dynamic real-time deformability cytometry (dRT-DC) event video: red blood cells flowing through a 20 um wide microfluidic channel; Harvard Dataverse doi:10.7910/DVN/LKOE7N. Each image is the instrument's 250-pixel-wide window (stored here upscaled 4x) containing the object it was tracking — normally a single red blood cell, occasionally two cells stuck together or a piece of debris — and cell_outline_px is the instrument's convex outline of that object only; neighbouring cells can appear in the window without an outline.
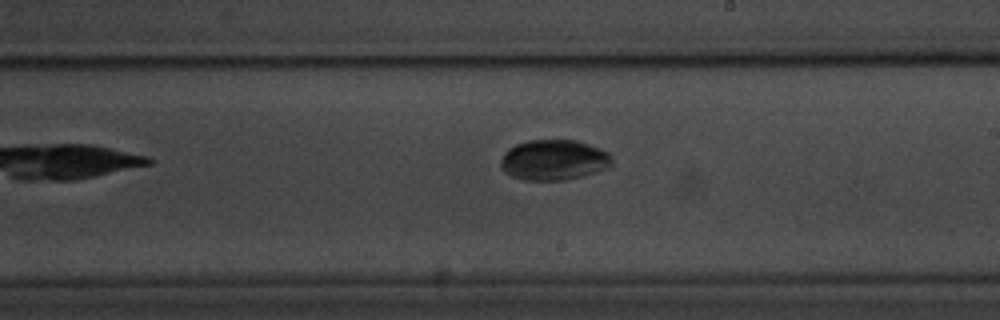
{"species": "common noctule bat (a hibernating species)", "species_latin": "Nyctalus noctula", "temperature_condition": "room temperature", "stored_images_in_passage": 8, "camera_frame_rate_fps": 3000, "um_per_image_px": 0.085, "animal": {"sex": "male", "body_mass_g": 20.1, "forearm_length_mm": 53.5}, "frame": {"image": 1, "passage_image": 8, "time_ms": 8.333, "image_size_px": [1000, 320], "cell_outline_px": [[612, 164], [608, 168], [584, 176], [564, 180], [524, 180], [512, 176], [504, 172], [500, 168], [500, 160], [504, 152], [508, 148], [516, 144], [528, 140], [576, 140], [600, 148], [608, 152], [612, 156]], "centroid_in_image_um": [47.07, 13.6], "position_along_channel_um": 241.9, "area_um2": 26.53}}